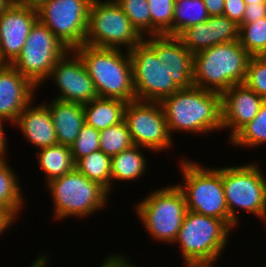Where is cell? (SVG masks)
<instances>
[{
    "mask_svg": "<svg viewBox=\"0 0 266 267\" xmlns=\"http://www.w3.org/2000/svg\"><path fill=\"white\" fill-rule=\"evenodd\" d=\"M19 180L8 160L0 159V208L6 210L15 220H19L20 213L27 204Z\"/></svg>",
    "mask_w": 266,
    "mask_h": 267,
    "instance_id": "603a6c76",
    "label": "cell"
},
{
    "mask_svg": "<svg viewBox=\"0 0 266 267\" xmlns=\"http://www.w3.org/2000/svg\"><path fill=\"white\" fill-rule=\"evenodd\" d=\"M185 267H218L214 265H186Z\"/></svg>",
    "mask_w": 266,
    "mask_h": 267,
    "instance_id": "bcb514c9",
    "label": "cell"
},
{
    "mask_svg": "<svg viewBox=\"0 0 266 267\" xmlns=\"http://www.w3.org/2000/svg\"><path fill=\"white\" fill-rule=\"evenodd\" d=\"M119 253V254H118ZM112 253V255H107L104 259L102 264L99 267H135L136 265L130 262L129 257L126 256V253Z\"/></svg>",
    "mask_w": 266,
    "mask_h": 267,
    "instance_id": "8d00e7d4",
    "label": "cell"
},
{
    "mask_svg": "<svg viewBox=\"0 0 266 267\" xmlns=\"http://www.w3.org/2000/svg\"><path fill=\"white\" fill-rule=\"evenodd\" d=\"M264 101L245 84L233 85L221 94L222 127L230 132L228 140L256 117Z\"/></svg>",
    "mask_w": 266,
    "mask_h": 267,
    "instance_id": "e0dca14e",
    "label": "cell"
},
{
    "mask_svg": "<svg viewBox=\"0 0 266 267\" xmlns=\"http://www.w3.org/2000/svg\"><path fill=\"white\" fill-rule=\"evenodd\" d=\"M15 220L6 210L0 208V237L15 225Z\"/></svg>",
    "mask_w": 266,
    "mask_h": 267,
    "instance_id": "ab89813d",
    "label": "cell"
},
{
    "mask_svg": "<svg viewBox=\"0 0 266 267\" xmlns=\"http://www.w3.org/2000/svg\"><path fill=\"white\" fill-rule=\"evenodd\" d=\"M74 51L81 57L98 97L118 99L126 103L136 99L129 51L86 44Z\"/></svg>",
    "mask_w": 266,
    "mask_h": 267,
    "instance_id": "7a4b0ae2",
    "label": "cell"
},
{
    "mask_svg": "<svg viewBox=\"0 0 266 267\" xmlns=\"http://www.w3.org/2000/svg\"><path fill=\"white\" fill-rule=\"evenodd\" d=\"M160 103L173 139L174 132L208 136L223 130L220 93L193 86L178 90Z\"/></svg>",
    "mask_w": 266,
    "mask_h": 267,
    "instance_id": "6da1fadb",
    "label": "cell"
},
{
    "mask_svg": "<svg viewBox=\"0 0 266 267\" xmlns=\"http://www.w3.org/2000/svg\"><path fill=\"white\" fill-rule=\"evenodd\" d=\"M133 145L125 120L100 131V150L110 157L131 148Z\"/></svg>",
    "mask_w": 266,
    "mask_h": 267,
    "instance_id": "f1b7e54d",
    "label": "cell"
},
{
    "mask_svg": "<svg viewBox=\"0 0 266 267\" xmlns=\"http://www.w3.org/2000/svg\"><path fill=\"white\" fill-rule=\"evenodd\" d=\"M50 79L60 92L54 99L84 105L98 97L94 82L74 50H68L56 63L47 82Z\"/></svg>",
    "mask_w": 266,
    "mask_h": 267,
    "instance_id": "5bb4252c",
    "label": "cell"
},
{
    "mask_svg": "<svg viewBox=\"0 0 266 267\" xmlns=\"http://www.w3.org/2000/svg\"><path fill=\"white\" fill-rule=\"evenodd\" d=\"M239 42L251 56H266V17L240 24Z\"/></svg>",
    "mask_w": 266,
    "mask_h": 267,
    "instance_id": "83f0119b",
    "label": "cell"
},
{
    "mask_svg": "<svg viewBox=\"0 0 266 267\" xmlns=\"http://www.w3.org/2000/svg\"><path fill=\"white\" fill-rule=\"evenodd\" d=\"M178 38L192 54L210 48L209 18L186 28Z\"/></svg>",
    "mask_w": 266,
    "mask_h": 267,
    "instance_id": "d6a6232c",
    "label": "cell"
},
{
    "mask_svg": "<svg viewBox=\"0 0 266 267\" xmlns=\"http://www.w3.org/2000/svg\"><path fill=\"white\" fill-rule=\"evenodd\" d=\"M43 103L51 113L58 144L70 147L86 123L83 105L54 98Z\"/></svg>",
    "mask_w": 266,
    "mask_h": 267,
    "instance_id": "ffe728a7",
    "label": "cell"
},
{
    "mask_svg": "<svg viewBox=\"0 0 266 267\" xmlns=\"http://www.w3.org/2000/svg\"><path fill=\"white\" fill-rule=\"evenodd\" d=\"M258 163V165H257ZM222 167V184L232 229L239 227V211H246L266 223V175L260 162ZM238 213V214H237Z\"/></svg>",
    "mask_w": 266,
    "mask_h": 267,
    "instance_id": "ba28073f",
    "label": "cell"
},
{
    "mask_svg": "<svg viewBox=\"0 0 266 267\" xmlns=\"http://www.w3.org/2000/svg\"><path fill=\"white\" fill-rule=\"evenodd\" d=\"M209 17L203 0H175L172 36L178 37L186 28L205 22Z\"/></svg>",
    "mask_w": 266,
    "mask_h": 267,
    "instance_id": "484cf974",
    "label": "cell"
},
{
    "mask_svg": "<svg viewBox=\"0 0 266 267\" xmlns=\"http://www.w3.org/2000/svg\"><path fill=\"white\" fill-rule=\"evenodd\" d=\"M68 50L47 26L37 20L11 65L40 90L52 68Z\"/></svg>",
    "mask_w": 266,
    "mask_h": 267,
    "instance_id": "30bf717a",
    "label": "cell"
},
{
    "mask_svg": "<svg viewBox=\"0 0 266 267\" xmlns=\"http://www.w3.org/2000/svg\"><path fill=\"white\" fill-rule=\"evenodd\" d=\"M240 26L226 16L209 17L210 47L239 40Z\"/></svg>",
    "mask_w": 266,
    "mask_h": 267,
    "instance_id": "1f68e13d",
    "label": "cell"
},
{
    "mask_svg": "<svg viewBox=\"0 0 266 267\" xmlns=\"http://www.w3.org/2000/svg\"><path fill=\"white\" fill-rule=\"evenodd\" d=\"M155 54L180 89L192 88L194 54L176 36L155 35Z\"/></svg>",
    "mask_w": 266,
    "mask_h": 267,
    "instance_id": "ac0fdd59",
    "label": "cell"
},
{
    "mask_svg": "<svg viewBox=\"0 0 266 267\" xmlns=\"http://www.w3.org/2000/svg\"><path fill=\"white\" fill-rule=\"evenodd\" d=\"M37 20V8L16 2L0 13V60L4 64L18 57Z\"/></svg>",
    "mask_w": 266,
    "mask_h": 267,
    "instance_id": "9a60e30c",
    "label": "cell"
},
{
    "mask_svg": "<svg viewBox=\"0 0 266 267\" xmlns=\"http://www.w3.org/2000/svg\"><path fill=\"white\" fill-rule=\"evenodd\" d=\"M151 16V36H172L175 0H147Z\"/></svg>",
    "mask_w": 266,
    "mask_h": 267,
    "instance_id": "f546056e",
    "label": "cell"
},
{
    "mask_svg": "<svg viewBox=\"0 0 266 267\" xmlns=\"http://www.w3.org/2000/svg\"><path fill=\"white\" fill-rule=\"evenodd\" d=\"M246 8L244 0H224L223 16L240 25Z\"/></svg>",
    "mask_w": 266,
    "mask_h": 267,
    "instance_id": "d590c367",
    "label": "cell"
},
{
    "mask_svg": "<svg viewBox=\"0 0 266 267\" xmlns=\"http://www.w3.org/2000/svg\"><path fill=\"white\" fill-rule=\"evenodd\" d=\"M13 3L14 0H0V13L7 10Z\"/></svg>",
    "mask_w": 266,
    "mask_h": 267,
    "instance_id": "ee69618b",
    "label": "cell"
},
{
    "mask_svg": "<svg viewBox=\"0 0 266 267\" xmlns=\"http://www.w3.org/2000/svg\"><path fill=\"white\" fill-rule=\"evenodd\" d=\"M244 84L266 100V56H251Z\"/></svg>",
    "mask_w": 266,
    "mask_h": 267,
    "instance_id": "e575fe53",
    "label": "cell"
},
{
    "mask_svg": "<svg viewBox=\"0 0 266 267\" xmlns=\"http://www.w3.org/2000/svg\"><path fill=\"white\" fill-rule=\"evenodd\" d=\"M38 88L11 64L0 67V119L13 125L20 113L37 97Z\"/></svg>",
    "mask_w": 266,
    "mask_h": 267,
    "instance_id": "2e32d148",
    "label": "cell"
},
{
    "mask_svg": "<svg viewBox=\"0 0 266 267\" xmlns=\"http://www.w3.org/2000/svg\"><path fill=\"white\" fill-rule=\"evenodd\" d=\"M34 102L20 113L13 127L20 129L25 140L38 151L57 145L58 141L49 108L43 102L38 105Z\"/></svg>",
    "mask_w": 266,
    "mask_h": 267,
    "instance_id": "d6986e66",
    "label": "cell"
},
{
    "mask_svg": "<svg viewBox=\"0 0 266 267\" xmlns=\"http://www.w3.org/2000/svg\"><path fill=\"white\" fill-rule=\"evenodd\" d=\"M266 17V4H248L246 5L243 21L241 24L251 23L259 18Z\"/></svg>",
    "mask_w": 266,
    "mask_h": 267,
    "instance_id": "74e56055",
    "label": "cell"
},
{
    "mask_svg": "<svg viewBox=\"0 0 266 267\" xmlns=\"http://www.w3.org/2000/svg\"><path fill=\"white\" fill-rule=\"evenodd\" d=\"M44 184L52 197V216L58 222L68 217L86 219L109 203L110 193L76 169Z\"/></svg>",
    "mask_w": 266,
    "mask_h": 267,
    "instance_id": "8992f818",
    "label": "cell"
},
{
    "mask_svg": "<svg viewBox=\"0 0 266 267\" xmlns=\"http://www.w3.org/2000/svg\"><path fill=\"white\" fill-rule=\"evenodd\" d=\"M192 160L181 157L178 163L183 183H175L184 195L187 210L224 220L232 228L222 184V167H206Z\"/></svg>",
    "mask_w": 266,
    "mask_h": 267,
    "instance_id": "5b68a950",
    "label": "cell"
},
{
    "mask_svg": "<svg viewBox=\"0 0 266 267\" xmlns=\"http://www.w3.org/2000/svg\"><path fill=\"white\" fill-rule=\"evenodd\" d=\"M44 253V254H43ZM49 255L47 253L42 252L41 254L37 255V257L34 259L33 263L31 262V265L29 267H47L49 266V262L51 259L48 257Z\"/></svg>",
    "mask_w": 266,
    "mask_h": 267,
    "instance_id": "b9f144b4",
    "label": "cell"
},
{
    "mask_svg": "<svg viewBox=\"0 0 266 267\" xmlns=\"http://www.w3.org/2000/svg\"><path fill=\"white\" fill-rule=\"evenodd\" d=\"M4 63L0 60V67L3 65Z\"/></svg>",
    "mask_w": 266,
    "mask_h": 267,
    "instance_id": "7dc6e473",
    "label": "cell"
},
{
    "mask_svg": "<svg viewBox=\"0 0 266 267\" xmlns=\"http://www.w3.org/2000/svg\"><path fill=\"white\" fill-rule=\"evenodd\" d=\"M75 169L89 180L99 183L111 194V157L101 150L75 162Z\"/></svg>",
    "mask_w": 266,
    "mask_h": 267,
    "instance_id": "d4e9b609",
    "label": "cell"
},
{
    "mask_svg": "<svg viewBox=\"0 0 266 267\" xmlns=\"http://www.w3.org/2000/svg\"><path fill=\"white\" fill-rule=\"evenodd\" d=\"M126 102L118 99L97 97L83 105L85 122L98 131L124 120Z\"/></svg>",
    "mask_w": 266,
    "mask_h": 267,
    "instance_id": "7402d4cb",
    "label": "cell"
},
{
    "mask_svg": "<svg viewBox=\"0 0 266 267\" xmlns=\"http://www.w3.org/2000/svg\"><path fill=\"white\" fill-rule=\"evenodd\" d=\"M2 119H0V159H4V158H7V152L9 150H7L8 148V142H7V136H6V133H5V129H4V123L6 121H4Z\"/></svg>",
    "mask_w": 266,
    "mask_h": 267,
    "instance_id": "60d3db41",
    "label": "cell"
},
{
    "mask_svg": "<svg viewBox=\"0 0 266 267\" xmlns=\"http://www.w3.org/2000/svg\"><path fill=\"white\" fill-rule=\"evenodd\" d=\"M234 147L257 148L266 145V100L256 117L243 126L229 141Z\"/></svg>",
    "mask_w": 266,
    "mask_h": 267,
    "instance_id": "4316f807",
    "label": "cell"
},
{
    "mask_svg": "<svg viewBox=\"0 0 266 267\" xmlns=\"http://www.w3.org/2000/svg\"><path fill=\"white\" fill-rule=\"evenodd\" d=\"M146 37L129 51L136 99L161 102L180 88L155 54V35Z\"/></svg>",
    "mask_w": 266,
    "mask_h": 267,
    "instance_id": "8fae6325",
    "label": "cell"
},
{
    "mask_svg": "<svg viewBox=\"0 0 266 267\" xmlns=\"http://www.w3.org/2000/svg\"><path fill=\"white\" fill-rule=\"evenodd\" d=\"M143 38L115 0L91 1L84 44L130 51Z\"/></svg>",
    "mask_w": 266,
    "mask_h": 267,
    "instance_id": "9c48e42d",
    "label": "cell"
},
{
    "mask_svg": "<svg viewBox=\"0 0 266 267\" xmlns=\"http://www.w3.org/2000/svg\"><path fill=\"white\" fill-rule=\"evenodd\" d=\"M143 150L148 151L146 148L142 149L140 146L133 145L131 148L111 157V193L113 192L114 183L119 181L136 182L146 173L148 157H146L147 154H143Z\"/></svg>",
    "mask_w": 266,
    "mask_h": 267,
    "instance_id": "44dd1931",
    "label": "cell"
},
{
    "mask_svg": "<svg viewBox=\"0 0 266 267\" xmlns=\"http://www.w3.org/2000/svg\"><path fill=\"white\" fill-rule=\"evenodd\" d=\"M124 120L128 126L134 145L160 153L173 148L171 137L160 102L132 100L127 102Z\"/></svg>",
    "mask_w": 266,
    "mask_h": 267,
    "instance_id": "7c38bea8",
    "label": "cell"
},
{
    "mask_svg": "<svg viewBox=\"0 0 266 267\" xmlns=\"http://www.w3.org/2000/svg\"><path fill=\"white\" fill-rule=\"evenodd\" d=\"M244 2L246 3V5L248 4H266V0H244Z\"/></svg>",
    "mask_w": 266,
    "mask_h": 267,
    "instance_id": "f6af8a7d",
    "label": "cell"
},
{
    "mask_svg": "<svg viewBox=\"0 0 266 267\" xmlns=\"http://www.w3.org/2000/svg\"><path fill=\"white\" fill-rule=\"evenodd\" d=\"M35 154L39 170L44 172L46 183L75 169V162L69 146L57 144L42 148Z\"/></svg>",
    "mask_w": 266,
    "mask_h": 267,
    "instance_id": "cb8c5ba5",
    "label": "cell"
},
{
    "mask_svg": "<svg viewBox=\"0 0 266 267\" xmlns=\"http://www.w3.org/2000/svg\"><path fill=\"white\" fill-rule=\"evenodd\" d=\"M45 1L47 0H14V2L18 4L29 6V7H34V8H38Z\"/></svg>",
    "mask_w": 266,
    "mask_h": 267,
    "instance_id": "7bdbcfd3",
    "label": "cell"
},
{
    "mask_svg": "<svg viewBox=\"0 0 266 267\" xmlns=\"http://www.w3.org/2000/svg\"><path fill=\"white\" fill-rule=\"evenodd\" d=\"M129 21L143 36H151V16L147 0H115Z\"/></svg>",
    "mask_w": 266,
    "mask_h": 267,
    "instance_id": "4dcf8cb0",
    "label": "cell"
},
{
    "mask_svg": "<svg viewBox=\"0 0 266 267\" xmlns=\"http://www.w3.org/2000/svg\"><path fill=\"white\" fill-rule=\"evenodd\" d=\"M209 16H222L224 0H203Z\"/></svg>",
    "mask_w": 266,
    "mask_h": 267,
    "instance_id": "f35d334b",
    "label": "cell"
},
{
    "mask_svg": "<svg viewBox=\"0 0 266 267\" xmlns=\"http://www.w3.org/2000/svg\"><path fill=\"white\" fill-rule=\"evenodd\" d=\"M70 149L74 162L100 150V131L85 123Z\"/></svg>",
    "mask_w": 266,
    "mask_h": 267,
    "instance_id": "836d02e7",
    "label": "cell"
},
{
    "mask_svg": "<svg viewBox=\"0 0 266 267\" xmlns=\"http://www.w3.org/2000/svg\"><path fill=\"white\" fill-rule=\"evenodd\" d=\"M251 55L239 40L217 44L194 54L193 85L222 94L244 84Z\"/></svg>",
    "mask_w": 266,
    "mask_h": 267,
    "instance_id": "3957f363",
    "label": "cell"
},
{
    "mask_svg": "<svg viewBox=\"0 0 266 267\" xmlns=\"http://www.w3.org/2000/svg\"><path fill=\"white\" fill-rule=\"evenodd\" d=\"M233 229L221 219L187 210L173 243L183 265H214L223 254Z\"/></svg>",
    "mask_w": 266,
    "mask_h": 267,
    "instance_id": "277c9868",
    "label": "cell"
},
{
    "mask_svg": "<svg viewBox=\"0 0 266 267\" xmlns=\"http://www.w3.org/2000/svg\"><path fill=\"white\" fill-rule=\"evenodd\" d=\"M92 0H47L38 8V20L69 50L85 43Z\"/></svg>",
    "mask_w": 266,
    "mask_h": 267,
    "instance_id": "4fadbf2b",
    "label": "cell"
},
{
    "mask_svg": "<svg viewBox=\"0 0 266 267\" xmlns=\"http://www.w3.org/2000/svg\"><path fill=\"white\" fill-rule=\"evenodd\" d=\"M148 193L134 206L135 213L151 239L173 245L187 212L184 195L176 184Z\"/></svg>",
    "mask_w": 266,
    "mask_h": 267,
    "instance_id": "52a82bcc",
    "label": "cell"
}]
</instances>
